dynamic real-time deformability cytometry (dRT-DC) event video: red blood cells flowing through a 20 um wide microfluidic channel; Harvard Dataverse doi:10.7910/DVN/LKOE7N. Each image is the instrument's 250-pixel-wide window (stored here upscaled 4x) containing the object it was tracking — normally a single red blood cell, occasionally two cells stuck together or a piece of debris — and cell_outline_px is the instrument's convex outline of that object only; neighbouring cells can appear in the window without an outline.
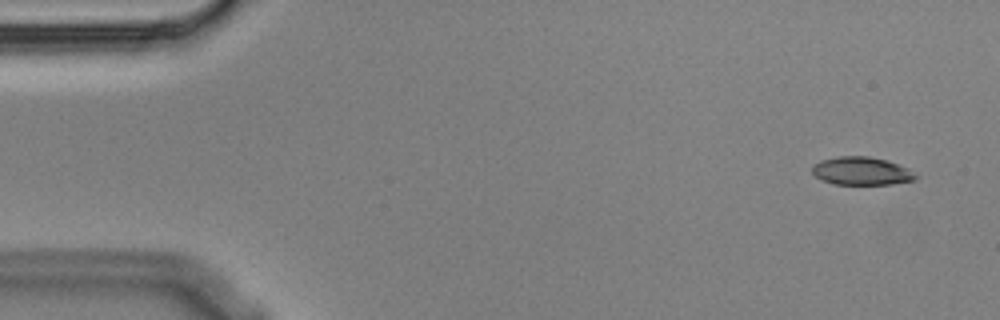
{"species": "Egyptian fruit bat (a non-hibernating species)", "species_latin": "Rousettus aegyptiacus", "temperature_condition": "cold", "stored_images_in_passage": 4, "camera_frame_rate_fps": 3000, "um_per_image_px": 0.085, "animal": {"sex": "male"}, "frame": {"image": 1, "passage_image": 1, "time_ms": 0.0, "image_size_px": [1000, 320], "cell_outline_px": [[916, 180], [892, 184], [832, 184], [820, 180], [812, 172], [812, 164], [820, 160], [840, 156], [868, 156], [888, 160], [908, 168], [916, 176]], "centroid_in_image_um": [73.19, 14.53], "position_along_channel_um": 11.8, "area_um2": 17.05}}
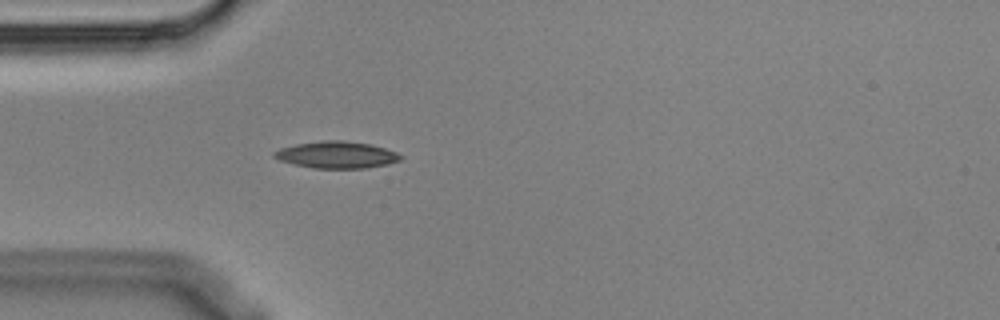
{"frame": {"image": 2, "passage_image": 4, "time_ms": 1.0, "image_size_px": [1000, 320], "cell_outline_px": [[404, 156], [400, 160], [388, 164], [364, 168], [312, 168], [280, 160], [272, 156], [272, 152], [280, 148], [296, 144], [324, 140], [344, 140], [372, 144], [396, 152]], "centroid_in_image_um": [28.62, 13.15], "position_along_channel_um": 56.4, "area_um2": 19.77}}